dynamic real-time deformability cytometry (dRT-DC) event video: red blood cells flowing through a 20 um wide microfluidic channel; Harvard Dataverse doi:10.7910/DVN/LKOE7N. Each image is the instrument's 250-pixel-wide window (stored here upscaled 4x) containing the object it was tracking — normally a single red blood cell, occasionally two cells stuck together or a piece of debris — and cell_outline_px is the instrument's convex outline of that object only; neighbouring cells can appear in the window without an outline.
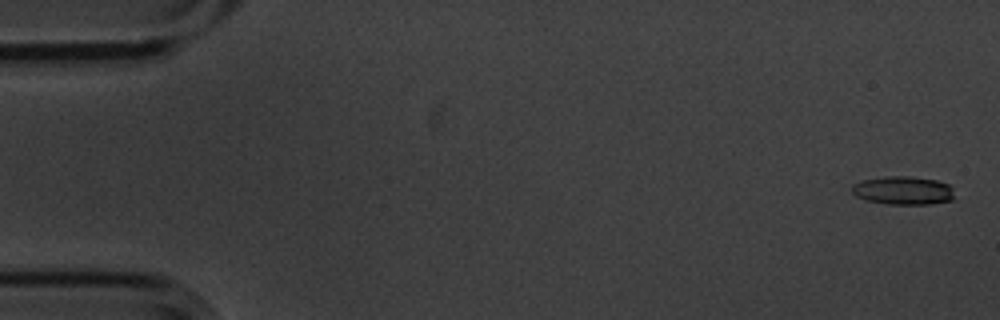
{"species": "common noctule bat (a hibernating species)", "species_latin": "Nyctalus noctula", "temperature_condition": "cold", "stored_images_in_passage": 5, "camera_frame_rate_fps": 3000, "um_per_image_px": 0.085, "animal": {"sex": "male", "body_mass_g": 20.1, "forearm_length_mm": 53.5}, "frame": {"image": 1, "passage_image": 1, "time_ms": 0.0, "image_size_px": [1000, 320], "cell_outline_px": [[952, 200], [932, 204], [888, 204], [864, 200], [856, 196], [852, 192], [852, 184], [864, 180], [888, 176], [908, 176], [936, 180], [948, 184], [952, 188]], "centroid_in_image_um": [76.75, 16.2], "position_along_channel_um": 8.3, "area_um2": 16.88}}